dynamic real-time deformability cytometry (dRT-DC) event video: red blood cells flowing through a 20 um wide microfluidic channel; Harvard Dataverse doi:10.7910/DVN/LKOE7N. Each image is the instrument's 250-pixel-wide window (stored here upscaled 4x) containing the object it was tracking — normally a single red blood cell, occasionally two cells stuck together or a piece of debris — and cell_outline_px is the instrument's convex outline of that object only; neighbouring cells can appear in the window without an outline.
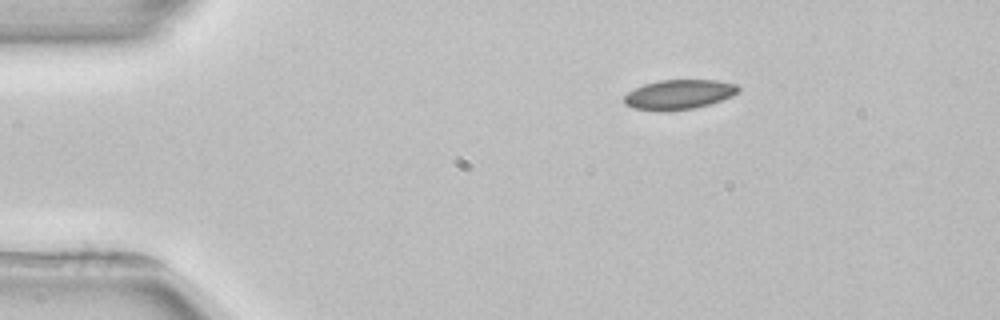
{"species": "common noctule bat (a hibernating species)", "species_latin": "Nyctalus noctula", "temperature_condition": "room temperature", "stored_images_in_passage": 2, "camera_frame_rate_fps": 3000, "um_per_image_px": 0.085, "animal": {"sex": "female", "body_mass_g": 22.7, "forearm_length_mm": 54.2}, "frame": {"image": 1, "passage_image": 1, "time_ms": 0.0, "image_size_px": [1000, 320], "cell_outline_px": [[740, 92], [732, 96], [708, 104], [692, 108], [668, 112], [664, 112], [632, 108], [624, 104], [624, 96], [628, 92], [644, 84], [660, 80], [716, 80], [736, 84], [740, 88]], "centroid_in_image_um": [57.69, 8.04], "position_along_channel_um": 27.3, "area_um2": 19.83}}